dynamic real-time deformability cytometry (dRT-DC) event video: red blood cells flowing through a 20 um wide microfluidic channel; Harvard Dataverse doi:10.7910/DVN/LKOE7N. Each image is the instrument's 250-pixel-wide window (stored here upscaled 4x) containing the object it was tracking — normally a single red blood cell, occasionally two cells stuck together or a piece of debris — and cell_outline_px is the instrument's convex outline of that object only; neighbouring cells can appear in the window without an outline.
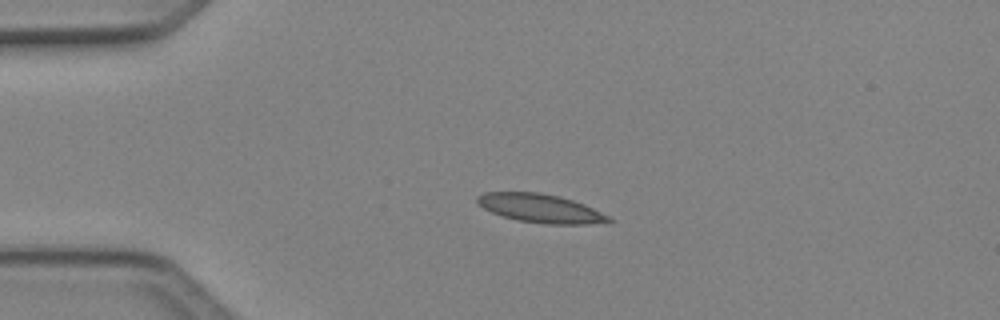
{"species": "Egyptian fruit bat (a non-hibernating species)", "species_latin": "Rousettus aegyptiacus", "temperature_condition": "cold", "stored_images_in_passage": 5, "camera_frame_rate_fps": 3000, "um_per_image_px": 0.085, "animal": {"sex": "female"}, "frame": {"image": 1, "passage_image": 2, "time_ms": 0.333, "image_size_px": [1000, 320], "cell_outline_px": [[612, 224], [548, 224], [516, 220], [500, 216], [484, 208], [476, 200], [476, 196], [484, 192], [540, 192], [560, 196], [584, 204], [608, 216], [612, 220]], "centroid_in_image_um": [45.96, 17.72], "position_along_channel_um": 39.0, "area_um2": 22.08}}
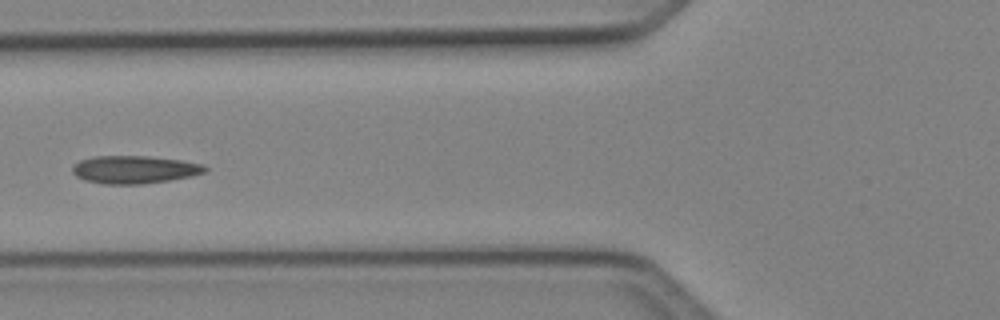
{"frame": {"image": 2, "passage_image": 4, "time_ms": 1.0, "image_size_px": [1000, 320], "cell_outline_px": [[208, 172], [192, 176], [172, 180], [144, 184], [104, 184], [84, 180], [76, 176], [72, 172], [72, 168], [80, 160], [96, 156], [148, 156], [180, 160], [204, 164], [208, 168]], "centroid_in_image_um": [11.48, 14.42], "position_along_channel_um": 114.3, "area_um2": 21.68}}
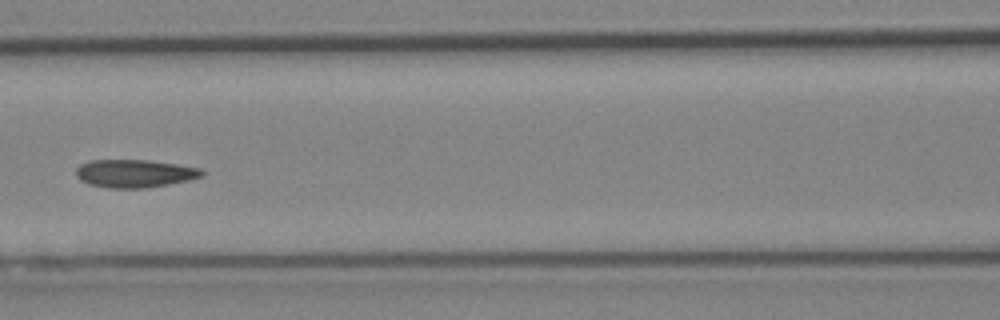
{"frame": {"image": 3, "passage_image": 5, "time_ms": 1.333, "image_size_px": [1000, 320], "cell_outline_px": [[204, 176], [188, 180], [148, 188], [108, 188], [88, 184], [80, 180], [76, 176], [76, 168], [80, 164], [92, 160], [148, 160], [176, 164], [200, 168], [204, 172]], "centroid_in_image_um": [11.43, 14.75], "position_along_channel_um": 155.2, "area_um2": 20.58}}